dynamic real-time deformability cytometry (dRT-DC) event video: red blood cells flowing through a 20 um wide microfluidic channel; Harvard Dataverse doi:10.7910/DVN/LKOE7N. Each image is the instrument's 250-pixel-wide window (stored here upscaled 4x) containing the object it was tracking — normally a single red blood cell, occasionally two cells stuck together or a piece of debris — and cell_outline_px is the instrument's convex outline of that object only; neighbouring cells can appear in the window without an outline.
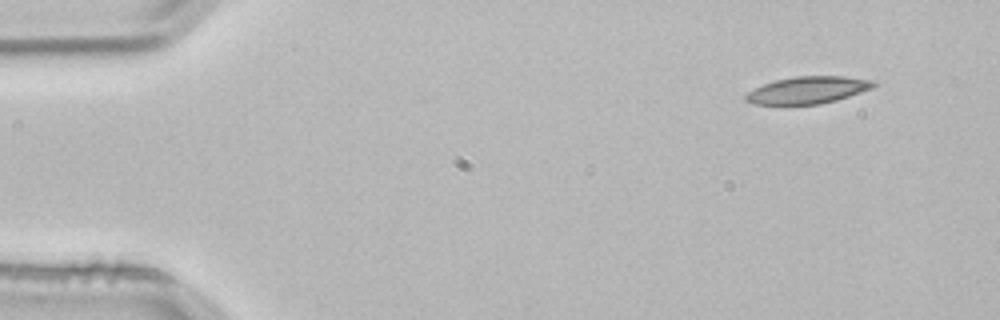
{"species": "common noctule bat (a hibernating species)", "species_latin": "Nyctalus noctula", "temperature_condition": "room temperature", "stored_images_in_passage": 3, "camera_frame_rate_fps": 3000, "um_per_image_px": 0.085, "animal": {"sex": "male", "body_mass_g": 21.5, "forearm_length_mm": 52.0}, "frame": {"image": 1, "passage_image": 1, "time_ms": 0.0, "image_size_px": [1000, 320], "cell_outline_px": [[876, 84], [872, 88], [836, 100], [820, 104], [752, 104], [744, 100], [744, 96], [748, 92], [764, 84], [776, 80], [796, 76], [844, 76], [872, 80]], "centroid_in_image_um": [68.64, 7.65], "position_along_channel_um": 16.4, "area_um2": 19.94}}